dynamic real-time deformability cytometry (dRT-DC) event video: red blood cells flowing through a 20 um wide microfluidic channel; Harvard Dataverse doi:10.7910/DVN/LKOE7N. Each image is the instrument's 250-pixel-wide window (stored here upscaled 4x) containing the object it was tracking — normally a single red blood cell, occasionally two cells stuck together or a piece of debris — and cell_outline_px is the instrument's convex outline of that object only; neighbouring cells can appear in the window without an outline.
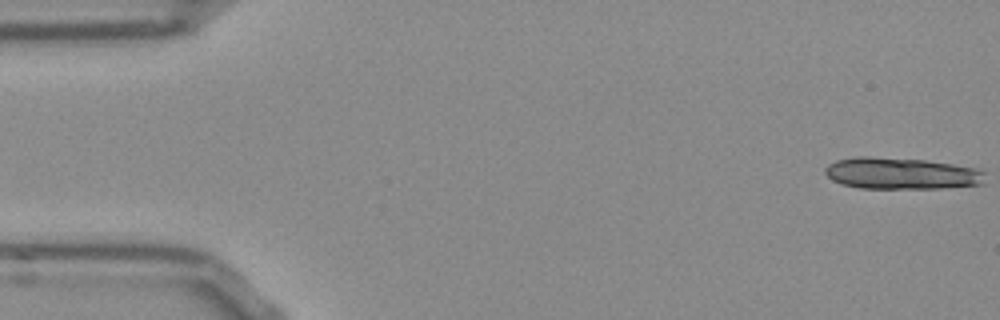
{"species": "Egyptian fruit bat (a non-hibernating species)", "species_latin": "Rousettus aegyptiacus", "temperature_condition": "room temperature", "stored_images_in_passage": 11, "camera_frame_rate_fps": 3000, "um_per_image_px": 0.085, "frame": {"image": 1, "passage_image": 1, "time_ms": 0.0, "image_size_px": [1000, 320], "cell_outline_px": [[984, 184], [944, 188], [860, 188], [840, 184], [832, 180], [824, 172], [824, 168], [828, 164], [836, 160], [856, 156], [864, 156], [924, 160], [952, 164], [976, 168], [984, 172]], "centroid_in_image_um": [76.58, 14.74], "position_along_channel_um": 8.4, "area_um2": 29.54}}